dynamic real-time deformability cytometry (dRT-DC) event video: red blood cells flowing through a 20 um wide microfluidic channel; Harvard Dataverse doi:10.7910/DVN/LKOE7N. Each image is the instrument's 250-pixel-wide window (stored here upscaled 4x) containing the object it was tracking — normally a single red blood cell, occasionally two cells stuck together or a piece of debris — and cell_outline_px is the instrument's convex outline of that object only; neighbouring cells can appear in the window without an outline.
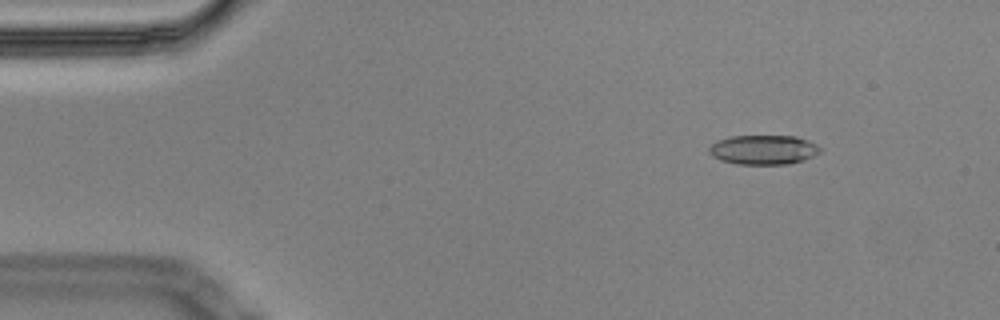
{"species": "Egyptian fruit bat (a non-hibernating species)", "species_latin": "Rousettus aegyptiacus", "temperature_condition": "cold", "stored_images_in_passage": 8, "camera_frame_rate_fps": 3000, "um_per_image_px": 0.085, "animal": {"sex": "male"}, "frame": {"image": 1, "passage_image": 2, "time_ms": 0.333, "image_size_px": [1000, 320], "cell_outline_px": [[820, 152], [804, 160], [788, 164], [736, 164], [720, 160], [712, 156], [708, 152], [708, 148], [712, 144], [720, 140], [732, 136], [796, 136], [808, 140], [816, 144], [820, 148]], "centroid_in_image_um": [64.89, 12.73], "position_along_channel_um": 20.1, "area_um2": 19.02}}
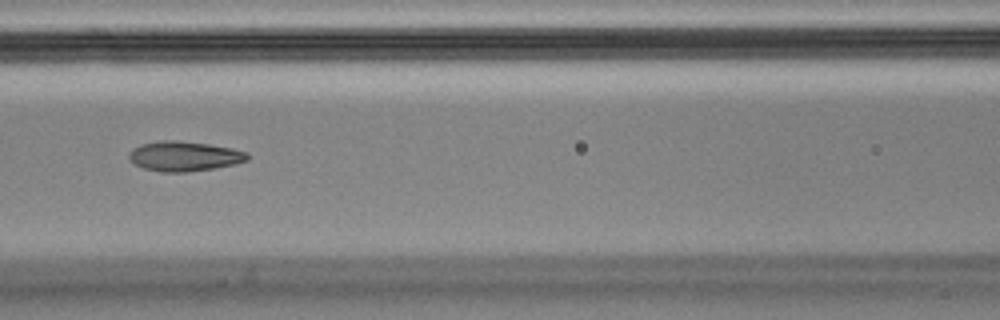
{"frame": {"image": 2, "passage_image": 7, "time_ms": 2.0, "image_size_px": [1000, 320], "cell_outline_px": [[248, 160], [236, 164], [212, 168], [184, 172], [160, 172], [144, 168], [136, 164], [128, 156], [140, 144], [160, 140], [176, 140], [208, 144], [232, 148], [248, 152]], "centroid_in_image_um": [15.7, 13.27], "position_along_channel_um": 150.9, "area_um2": 20.35}}
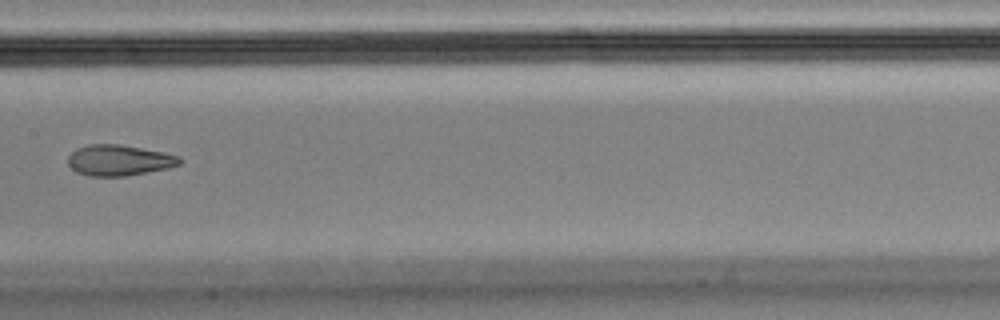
{"frame": {"image": 3, "passage_image": 8, "time_ms": 2.333, "image_size_px": [1000, 320], "cell_outline_px": [[184, 160], [180, 164], [168, 168], [124, 176], [88, 176], [76, 172], [68, 164], [68, 156], [76, 148], [88, 144], [120, 144], [164, 152], [180, 156]], "centroid_in_image_um": [10.12, 13.61], "position_along_channel_um": 197.3, "area_um2": 20.17}}